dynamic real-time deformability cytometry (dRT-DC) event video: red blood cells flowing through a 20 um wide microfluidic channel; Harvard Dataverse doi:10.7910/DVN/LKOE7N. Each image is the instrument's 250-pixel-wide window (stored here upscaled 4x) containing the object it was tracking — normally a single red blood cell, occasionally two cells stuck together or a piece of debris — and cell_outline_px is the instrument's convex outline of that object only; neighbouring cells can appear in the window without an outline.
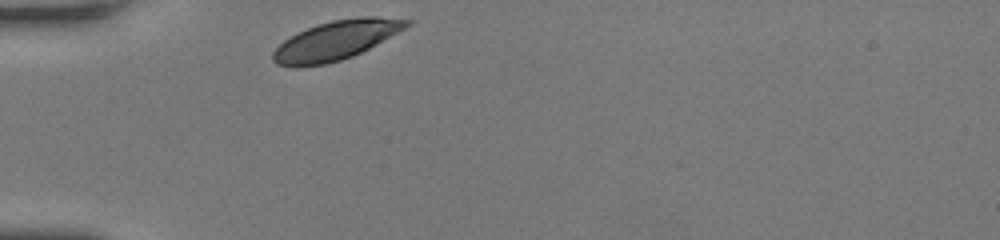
{"species": "human", "species_latin": "Homo sapiens", "temperature_condition": "room temperature", "stored_images_in_passage": 27, "camera_frame_rate_fps": 3000, "um_per_image_px": 0.085, "donor": {"sex": "female"}, "frame": {"image": 1, "passage_image": 1, "time_ms": 0.0, "image_size_px": [1000, 240], "cell_outline_px": [[412, 24], [368, 48], [352, 56], [340, 60], [324, 64], [296, 68], [276, 64], [272, 60], [272, 52], [284, 40], [296, 32], [332, 20], [364, 16], [380, 16], [412, 20]], "centroid_in_image_um": [28.52, 3.43], "position_along_channel_um": 56.5, "area_um2": 30.29}}
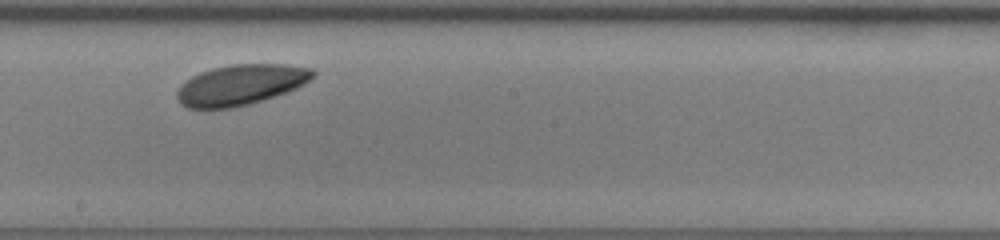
{"frame": {"image": 2, "passage_image": 15, "time_ms": 4.667, "image_size_px": [1000, 240], "cell_outline_px": [[316, 76], [304, 84], [288, 92], [276, 96], [248, 104], [232, 108], [188, 108], [180, 104], [176, 96], [176, 92], [192, 76], [200, 72], [212, 68], [232, 64], [284, 64], [312, 68], [316, 72]], "centroid_in_image_um": [20.5, 7.2], "position_along_channel_um": 227.7, "area_um2": 32.08}}
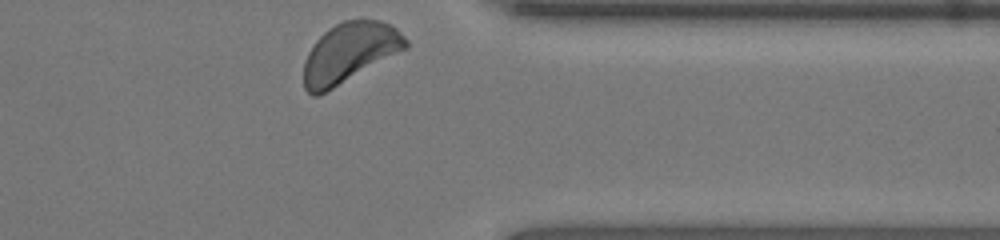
{"frame": {"image": 3, "passage_image": 27, "time_ms": 8.667, "image_size_px": [1000, 240], "cell_outline_px": [[408, 48], [332, 88], [316, 96], [312, 96], [304, 88], [304, 60], [312, 44], [328, 28], [344, 20], [380, 20], [396, 28], [408, 40]], "centroid_in_image_um": [29.7, 4.46], "position_along_channel_um": 381.7, "area_um2": 35.2}, "authors_computed_cell_mechanics": {"area_um2": 31.9056, "velocity_mm_per_s": 3.9657, "shape_relaxation_time_tau1_ms": 0.734, "shape_relaxation_time_tau2_ms": null, "deformation_change_tau1": 0.0657, "deformation_change_tau2": null}}